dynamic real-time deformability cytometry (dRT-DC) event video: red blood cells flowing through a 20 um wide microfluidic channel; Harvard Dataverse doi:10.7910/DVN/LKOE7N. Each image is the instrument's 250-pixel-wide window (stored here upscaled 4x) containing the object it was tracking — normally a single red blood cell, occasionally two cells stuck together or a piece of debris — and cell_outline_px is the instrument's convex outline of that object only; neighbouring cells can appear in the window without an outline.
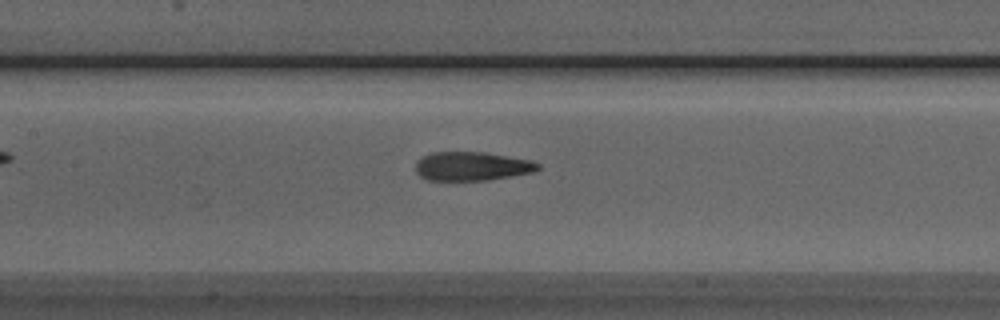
{"species": "Egyptian fruit bat (a non-hibernating species)", "species_latin": "Rousettus aegyptiacus", "temperature_condition": "room temperature", "stored_images_in_passage": 36, "camera_frame_rate_fps": 3000, "um_per_image_px": 0.085, "animal": {"sex": "male"}, "frame": {"image": 1, "passage_image": 8, "time_ms": 2.333, "image_size_px": [1000, 320], "cell_outline_px": [[540, 168], [532, 172], [488, 180], [428, 180], [420, 176], [416, 172], [416, 160], [432, 152], [484, 152], [532, 160], [540, 164]], "centroid_in_image_um": [40.1, 14.12], "position_along_channel_um": 167.3, "area_um2": 20.52}}
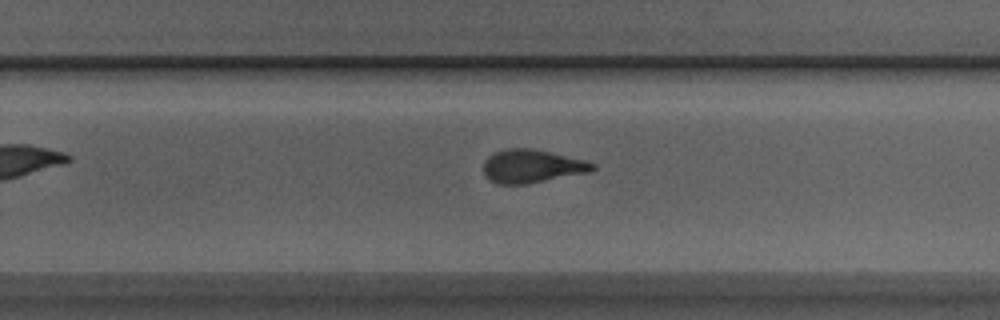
{"frame": {"image": 2, "passage_image": 17, "time_ms": 5.333, "image_size_px": [1000, 320], "cell_outline_px": [[596, 168], [592, 172], [524, 184], [496, 184], [484, 172], [484, 160], [488, 156], [496, 152], [508, 148], [532, 148], [584, 160], [596, 164]], "centroid_in_image_um": [45.24, 14.12], "position_along_channel_um": 284.6, "area_um2": 20.98}}
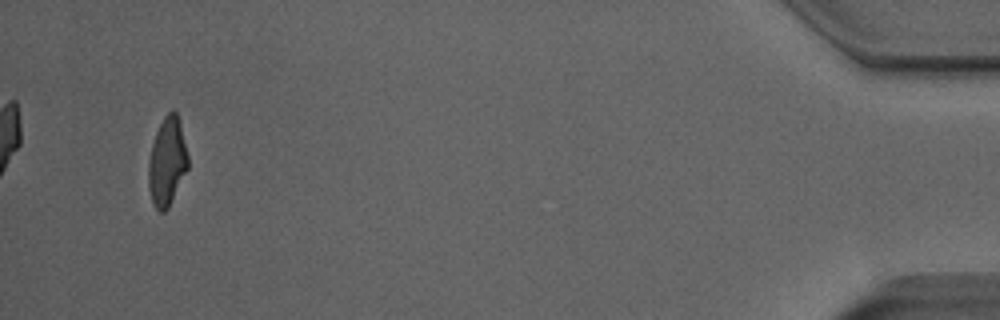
{"frame": {"image": 3, "passage_image": 34, "time_ms": 11.0, "image_size_px": [1000, 320], "cell_outline_px": [[188, 168], [168, 208], [164, 212], [160, 212], [152, 204], [148, 188], [148, 160], [152, 144], [156, 132], [164, 116], [172, 108], [176, 112], [180, 124], [188, 156]], "centroid_in_image_um": [14.18, 13.76], "position_along_channel_um": 421.0, "area_um2": 20.35}}